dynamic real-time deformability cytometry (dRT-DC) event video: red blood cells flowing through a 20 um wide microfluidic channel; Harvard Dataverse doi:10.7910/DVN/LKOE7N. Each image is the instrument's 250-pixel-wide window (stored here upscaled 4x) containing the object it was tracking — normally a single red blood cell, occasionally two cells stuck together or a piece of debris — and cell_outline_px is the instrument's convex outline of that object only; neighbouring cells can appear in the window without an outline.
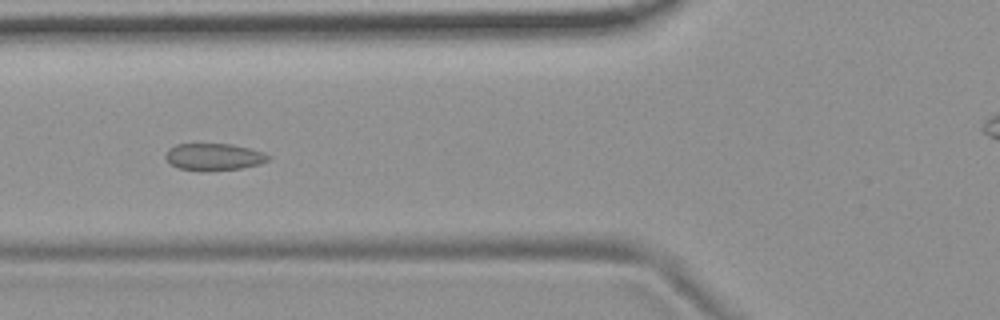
{"species": "common noctule bat (a hibernating species)", "species_latin": "Nyctalus noctula", "temperature_condition": "room temperature", "stored_images_in_passage": 7, "camera_frame_rate_fps": 3000, "um_per_image_px": 0.085, "animal": {"sex": "female", "body_mass_g": 19.9}, "frame": {"image": 1, "passage_image": 6, "time_ms": 6.0, "image_size_px": [1000, 320], "cell_outline_px": [[268, 160], [260, 164], [240, 168], [204, 172], [200, 172], [180, 168], [172, 164], [164, 156], [168, 148], [176, 144], [232, 144], [264, 152], [268, 156]], "centroid_in_image_um": [18.15, 13.34], "position_along_channel_um": 107.7, "area_um2": 16.18}}
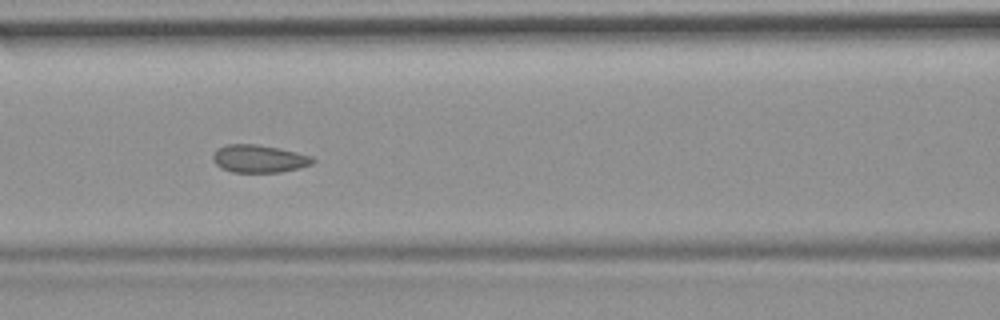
{"frame": {"image": 2, "passage_image": 7, "time_ms": 7.0, "image_size_px": [1000, 320], "cell_outline_px": [[316, 160], [312, 164], [300, 168], [280, 172], [232, 172], [220, 168], [212, 160], [212, 156], [220, 148], [228, 144], [256, 144], [280, 148], [312, 156]], "centroid_in_image_um": [22.04, 13.5], "position_along_channel_um": 144.6, "area_um2": 16.13}}